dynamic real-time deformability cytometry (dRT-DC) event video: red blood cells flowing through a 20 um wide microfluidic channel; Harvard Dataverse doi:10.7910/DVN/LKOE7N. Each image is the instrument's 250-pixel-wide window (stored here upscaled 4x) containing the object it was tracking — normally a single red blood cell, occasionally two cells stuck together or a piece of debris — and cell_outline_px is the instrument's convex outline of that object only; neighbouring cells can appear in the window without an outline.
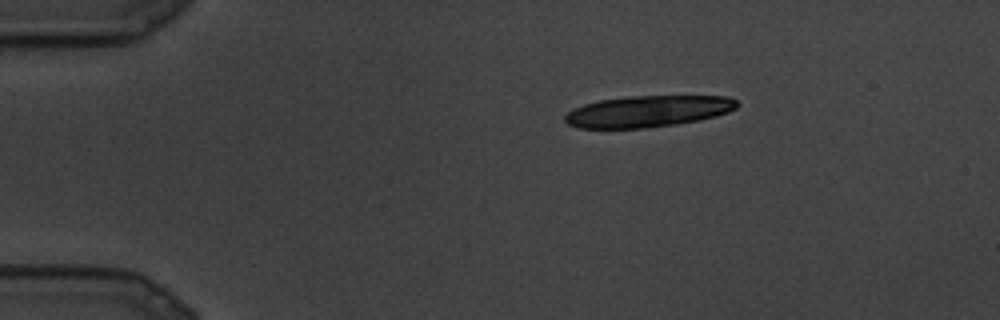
{"species": "common noctule bat (a hibernating species)", "species_latin": "Nyctalus noctula", "temperature_condition": "cold", "stored_images_in_passage": 13, "camera_frame_rate_fps": 3000, "um_per_image_px": 0.085, "animal": {"sex": "male", "body_mass_g": 19.5, "forearm_length_mm": 54.6}, "frame": {"image": 1, "passage_image": 3, "time_ms": 0.667, "image_size_px": [1000, 320], "cell_outline_px": [[740, 104], [736, 108], [728, 112], [716, 116], [700, 120], [676, 124], [644, 128], [580, 128], [568, 124], [564, 120], [564, 116], [572, 108], [584, 104], [600, 100], [628, 96], [728, 96], [736, 100]], "centroid_in_image_um": [55.08, 9.46], "position_along_channel_um": 29.9, "area_um2": 31.62}}
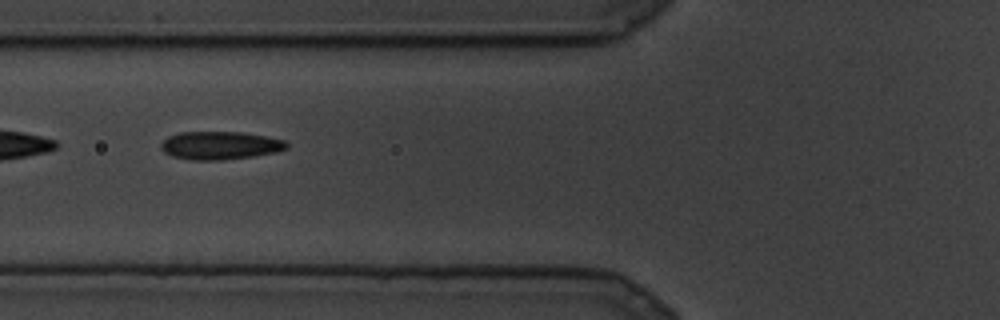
{"frame": {"image": 2, "passage_image": 8, "time_ms": 2.333, "image_size_px": [1000, 320], "cell_outline_px": [[288, 148], [276, 152], [252, 156], [220, 160], [196, 160], [172, 156], [164, 152], [160, 148], [160, 144], [168, 136], [180, 132], [240, 132], [264, 136], [284, 140], [288, 144]], "centroid_in_image_um": [18.69, 12.36], "position_along_channel_um": 107.1, "area_um2": 20.4}}
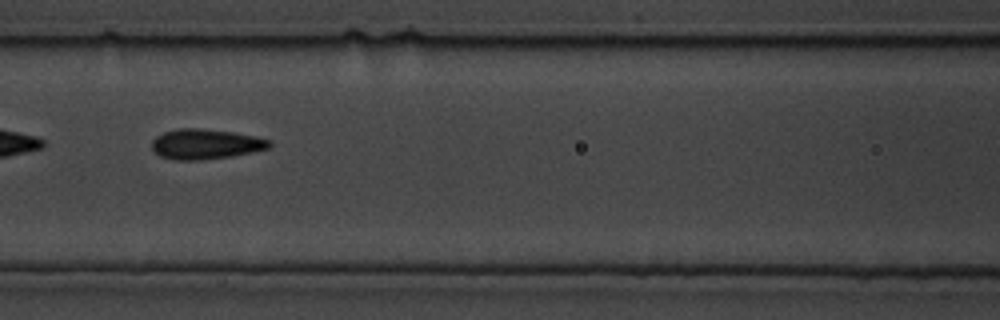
{"frame": {"image": 3, "passage_image": 10, "time_ms": 3.0, "image_size_px": [1000, 320], "cell_outline_px": [[272, 144], [268, 148], [252, 152], [232, 156], [200, 160], [172, 160], [160, 156], [152, 148], [152, 140], [156, 136], [164, 132], [180, 128], [200, 128], [232, 132], [256, 136], [268, 140]], "centroid_in_image_um": [17.45, 12.25], "position_along_channel_um": 149.1, "area_um2": 20.58}}